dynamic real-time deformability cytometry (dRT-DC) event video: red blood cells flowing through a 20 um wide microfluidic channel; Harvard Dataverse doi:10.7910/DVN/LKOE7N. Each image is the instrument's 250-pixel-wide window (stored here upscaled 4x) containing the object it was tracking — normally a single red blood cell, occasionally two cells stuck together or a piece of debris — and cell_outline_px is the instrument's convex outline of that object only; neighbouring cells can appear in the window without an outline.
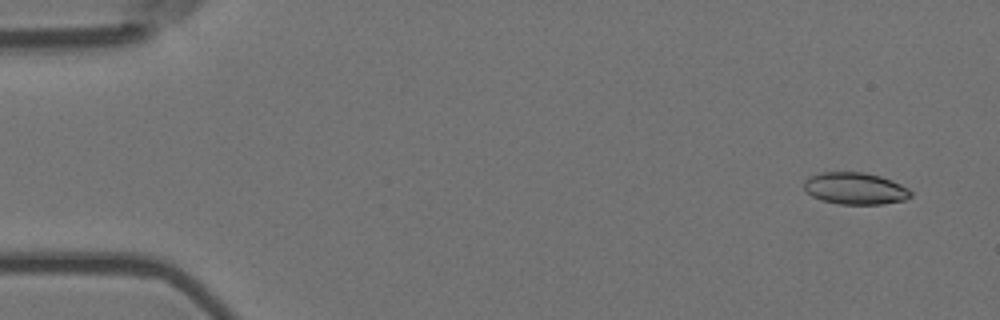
{"species": "Egyptian fruit bat (a non-hibernating species)", "species_latin": "Rousettus aegyptiacus", "temperature_condition": "room temperature", "stored_images_in_passage": 6, "camera_frame_rate_fps": 3000, "um_per_image_px": 0.085, "animal": {"sex": "female"}, "frame": {"image": 1, "passage_image": 1, "time_ms": 0.0, "image_size_px": [1000, 320], "cell_outline_px": [[912, 196], [904, 200], [884, 204], [840, 204], [820, 200], [804, 192], [804, 180], [812, 176], [824, 172], [864, 172], [880, 176], [900, 184], [908, 188], [912, 192]], "centroid_in_image_um": [72.68, 16.03], "position_along_channel_um": 12.3, "area_um2": 19.88}}
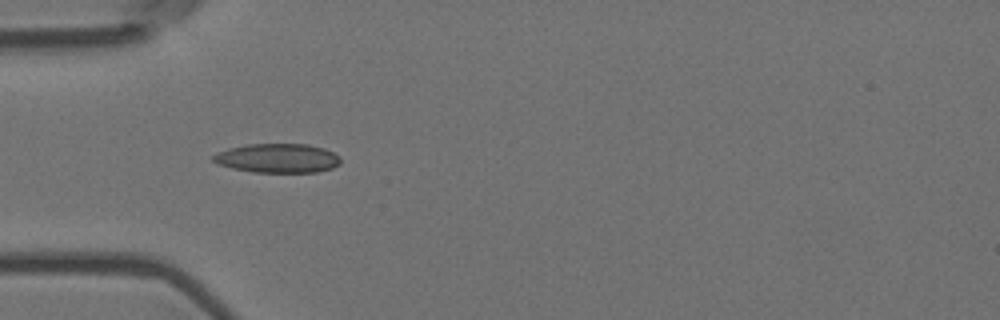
{"frame": {"image": 2, "passage_image": 5, "time_ms": 1.333, "image_size_px": [1000, 320], "cell_outline_px": [[340, 164], [332, 168], [316, 172], [252, 172], [232, 168], [220, 164], [212, 160], [212, 156], [216, 152], [228, 148], [248, 144], [308, 144], [324, 148], [340, 156]], "centroid_in_image_um": [23.6, 13.44], "position_along_channel_um": 61.4, "area_um2": 21.68}}
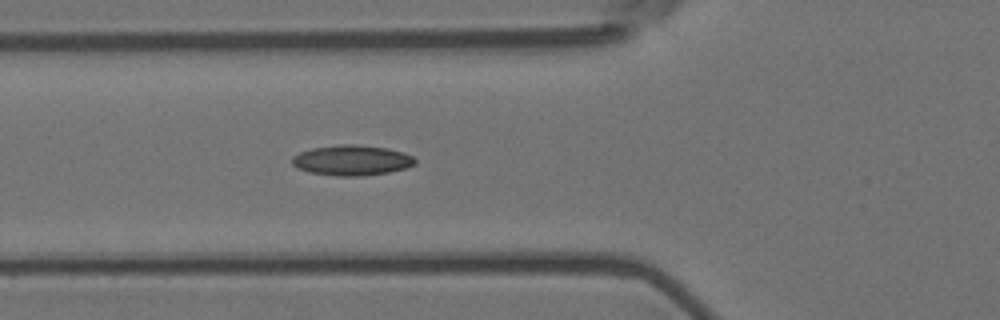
{"frame": {"image": 3, "passage_image": 6, "time_ms": 1.667, "image_size_px": [1000, 320], "cell_outline_px": [[416, 164], [408, 168], [388, 172], [360, 176], [336, 176], [308, 172], [296, 168], [292, 164], [292, 156], [300, 152], [312, 148], [340, 144], [356, 144], [388, 148], [404, 152], [412, 156], [416, 160]], "centroid_in_image_um": [29.91, 13.62], "position_along_channel_um": 95.9, "area_um2": 21.96}}